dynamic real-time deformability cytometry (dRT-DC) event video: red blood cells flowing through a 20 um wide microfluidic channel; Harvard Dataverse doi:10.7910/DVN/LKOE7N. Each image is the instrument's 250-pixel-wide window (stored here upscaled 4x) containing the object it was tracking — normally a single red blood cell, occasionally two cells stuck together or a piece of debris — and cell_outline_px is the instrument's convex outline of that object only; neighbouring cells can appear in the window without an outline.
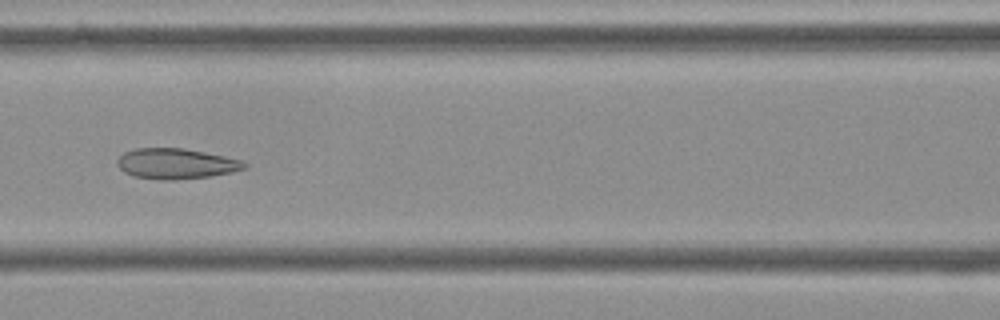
{"species": "Egyptian fruit bat (a non-hibernating species)", "species_latin": "Rousettus aegyptiacus", "temperature_condition": "cold", "stored_images_in_passage": 10, "camera_frame_rate_fps": 3000, "um_per_image_px": 0.085, "frame": {"image": 1, "passage_image": 7, "time_ms": 2.0, "image_size_px": [1000, 320], "cell_outline_px": [[248, 164], [244, 168], [232, 172], [212, 176], [176, 180], [160, 180], [132, 176], [124, 172], [116, 164], [116, 160], [124, 152], [136, 148], [184, 148], [244, 160]], "centroid_in_image_um": [14.95, 13.92], "position_along_channel_um": 151.6, "area_um2": 22.77}}
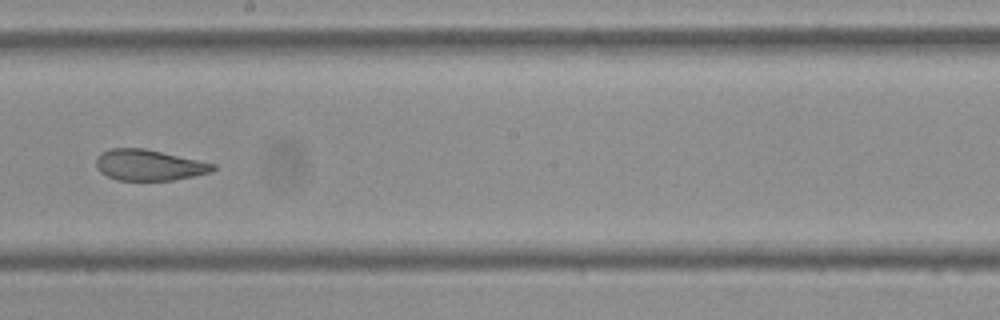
{"frame": {"image": 2, "passage_image": 9, "time_ms": 2.667, "image_size_px": [1000, 320], "cell_outline_px": [[216, 168], [212, 172], [172, 180], [116, 180], [100, 172], [96, 164], [96, 160], [100, 152], [112, 148], [144, 148], [216, 164]], "centroid_in_image_um": [12.65, 14.03], "position_along_channel_um": 235.5, "area_um2": 20.92}}
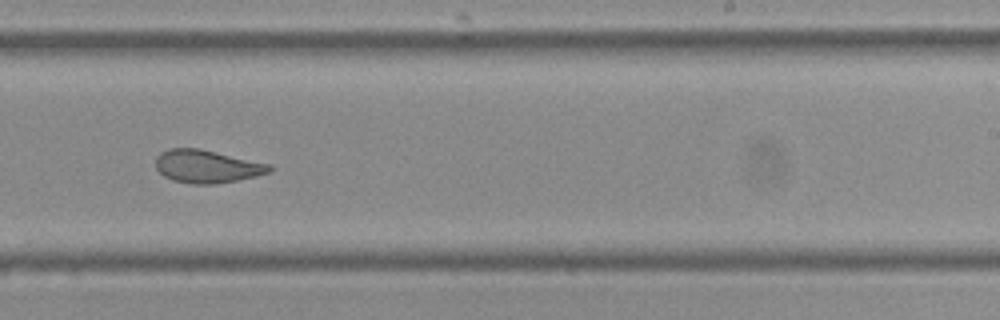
{"frame": {"image": 3, "passage_image": 10, "time_ms": 3.0, "image_size_px": [1000, 320], "cell_outline_px": [[272, 172], [256, 176], [236, 180], [212, 184], [192, 184], [172, 180], [164, 176], [156, 168], [156, 156], [160, 152], [168, 148], [200, 148], [272, 164]], "centroid_in_image_um": [17.6, 14.13], "position_along_channel_um": 271.4, "area_um2": 22.02}}